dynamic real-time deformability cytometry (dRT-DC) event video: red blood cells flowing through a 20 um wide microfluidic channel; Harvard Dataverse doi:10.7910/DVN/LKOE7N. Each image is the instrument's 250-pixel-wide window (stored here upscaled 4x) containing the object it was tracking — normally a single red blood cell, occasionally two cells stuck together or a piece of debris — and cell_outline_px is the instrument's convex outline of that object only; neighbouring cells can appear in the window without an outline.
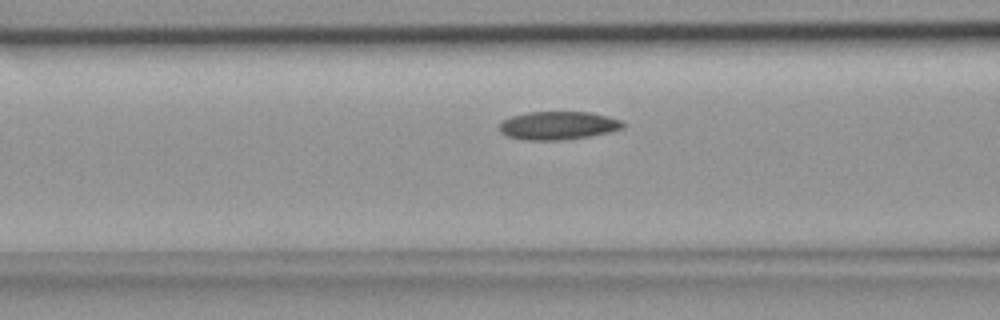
{"species": "common noctule bat (a hibernating species)", "species_latin": "Nyctalus noctula", "temperature_condition": "room temperature", "stored_images_in_passage": 6, "camera_frame_rate_fps": 3000, "um_per_image_px": 0.085, "animal": {"sex": "female", "body_mass_g": 18.4}, "frame": {"image": 1, "passage_image": 4, "time_ms": 1.0, "image_size_px": [1000, 320], "cell_outline_px": [[624, 128], [608, 132], [588, 136], [564, 140], [524, 140], [508, 136], [500, 132], [500, 124], [504, 120], [512, 116], [528, 112], [588, 112], [608, 116], [620, 120], [624, 124]], "centroid_in_image_um": [47.44, 10.67], "position_along_channel_um": 119.2, "area_um2": 20.17}}